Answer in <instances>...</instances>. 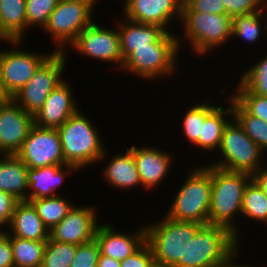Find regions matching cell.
<instances>
[{"label": "cell", "instance_id": "35", "mask_svg": "<svg viewBox=\"0 0 267 267\" xmlns=\"http://www.w3.org/2000/svg\"><path fill=\"white\" fill-rule=\"evenodd\" d=\"M240 82L255 95L267 96V55L241 75Z\"/></svg>", "mask_w": 267, "mask_h": 267}, {"label": "cell", "instance_id": "31", "mask_svg": "<svg viewBox=\"0 0 267 267\" xmlns=\"http://www.w3.org/2000/svg\"><path fill=\"white\" fill-rule=\"evenodd\" d=\"M76 247L75 244L58 242L49 237L41 267H70Z\"/></svg>", "mask_w": 267, "mask_h": 267}, {"label": "cell", "instance_id": "8", "mask_svg": "<svg viewBox=\"0 0 267 267\" xmlns=\"http://www.w3.org/2000/svg\"><path fill=\"white\" fill-rule=\"evenodd\" d=\"M65 54L64 52L53 51L38 67L27 84L12 97L33 117L42 108L51 91L64 81L61 74L65 69Z\"/></svg>", "mask_w": 267, "mask_h": 267}, {"label": "cell", "instance_id": "5", "mask_svg": "<svg viewBox=\"0 0 267 267\" xmlns=\"http://www.w3.org/2000/svg\"><path fill=\"white\" fill-rule=\"evenodd\" d=\"M205 166V167H204ZM196 168L177 192L167 217L178 221L208 224L211 205L210 166Z\"/></svg>", "mask_w": 267, "mask_h": 267}, {"label": "cell", "instance_id": "1", "mask_svg": "<svg viewBox=\"0 0 267 267\" xmlns=\"http://www.w3.org/2000/svg\"><path fill=\"white\" fill-rule=\"evenodd\" d=\"M252 175L244 172L226 171L210 165L211 205L208 224L228 228L238 240L233 216L241 213L243 193Z\"/></svg>", "mask_w": 267, "mask_h": 267}, {"label": "cell", "instance_id": "20", "mask_svg": "<svg viewBox=\"0 0 267 267\" xmlns=\"http://www.w3.org/2000/svg\"><path fill=\"white\" fill-rule=\"evenodd\" d=\"M10 236L34 241H48L49 230L44 225L33 204L28 200L18 201L9 224Z\"/></svg>", "mask_w": 267, "mask_h": 267}, {"label": "cell", "instance_id": "22", "mask_svg": "<svg viewBox=\"0 0 267 267\" xmlns=\"http://www.w3.org/2000/svg\"><path fill=\"white\" fill-rule=\"evenodd\" d=\"M26 30V0H0V40L20 45Z\"/></svg>", "mask_w": 267, "mask_h": 267}, {"label": "cell", "instance_id": "24", "mask_svg": "<svg viewBox=\"0 0 267 267\" xmlns=\"http://www.w3.org/2000/svg\"><path fill=\"white\" fill-rule=\"evenodd\" d=\"M2 156L4 158H0V191L11 194L18 201L27 200L28 167L16 154Z\"/></svg>", "mask_w": 267, "mask_h": 267}, {"label": "cell", "instance_id": "23", "mask_svg": "<svg viewBox=\"0 0 267 267\" xmlns=\"http://www.w3.org/2000/svg\"><path fill=\"white\" fill-rule=\"evenodd\" d=\"M125 24H119L120 46L123 60H125L136 47L149 46L155 43L166 30L158 25L137 23L124 20Z\"/></svg>", "mask_w": 267, "mask_h": 267}, {"label": "cell", "instance_id": "43", "mask_svg": "<svg viewBox=\"0 0 267 267\" xmlns=\"http://www.w3.org/2000/svg\"><path fill=\"white\" fill-rule=\"evenodd\" d=\"M252 179L256 184L262 189V191L267 195V167L260 168L257 172L252 175Z\"/></svg>", "mask_w": 267, "mask_h": 267}, {"label": "cell", "instance_id": "27", "mask_svg": "<svg viewBox=\"0 0 267 267\" xmlns=\"http://www.w3.org/2000/svg\"><path fill=\"white\" fill-rule=\"evenodd\" d=\"M15 267H41L47 241L10 236Z\"/></svg>", "mask_w": 267, "mask_h": 267}, {"label": "cell", "instance_id": "42", "mask_svg": "<svg viewBox=\"0 0 267 267\" xmlns=\"http://www.w3.org/2000/svg\"><path fill=\"white\" fill-rule=\"evenodd\" d=\"M0 267H15L10 235L4 230L0 231Z\"/></svg>", "mask_w": 267, "mask_h": 267}, {"label": "cell", "instance_id": "7", "mask_svg": "<svg viewBox=\"0 0 267 267\" xmlns=\"http://www.w3.org/2000/svg\"><path fill=\"white\" fill-rule=\"evenodd\" d=\"M219 150L224 158L223 161L213 163L214 167L250 175L261 168L259 160H261L263 152L235 119H232V122L229 121L225 126Z\"/></svg>", "mask_w": 267, "mask_h": 267}, {"label": "cell", "instance_id": "9", "mask_svg": "<svg viewBox=\"0 0 267 267\" xmlns=\"http://www.w3.org/2000/svg\"><path fill=\"white\" fill-rule=\"evenodd\" d=\"M180 19L185 27V38L200 55L232 38L233 18L228 14L181 12Z\"/></svg>", "mask_w": 267, "mask_h": 267}, {"label": "cell", "instance_id": "2", "mask_svg": "<svg viewBox=\"0 0 267 267\" xmlns=\"http://www.w3.org/2000/svg\"><path fill=\"white\" fill-rule=\"evenodd\" d=\"M203 224L178 221L167 216L160 223L146 226V242L155 263L167 267H185L187 243Z\"/></svg>", "mask_w": 267, "mask_h": 267}, {"label": "cell", "instance_id": "10", "mask_svg": "<svg viewBox=\"0 0 267 267\" xmlns=\"http://www.w3.org/2000/svg\"><path fill=\"white\" fill-rule=\"evenodd\" d=\"M16 155L28 168L66 164L57 129L43 128L35 124L30 128Z\"/></svg>", "mask_w": 267, "mask_h": 267}, {"label": "cell", "instance_id": "33", "mask_svg": "<svg viewBox=\"0 0 267 267\" xmlns=\"http://www.w3.org/2000/svg\"><path fill=\"white\" fill-rule=\"evenodd\" d=\"M263 15L261 11L248 15H237L233 17L232 37H240L247 42L259 40L260 33L263 32L261 20Z\"/></svg>", "mask_w": 267, "mask_h": 267}, {"label": "cell", "instance_id": "18", "mask_svg": "<svg viewBox=\"0 0 267 267\" xmlns=\"http://www.w3.org/2000/svg\"><path fill=\"white\" fill-rule=\"evenodd\" d=\"M78 109L71 88L65 81L54 88L42 108L33 117L34 124L43 128H59Z\"/></svg>", "mask_w": 267, "mask_h": 267}, {"label": "cell", "instance_id": "12", "mask_svg": "<svg viewBox=\"0 0 267 267\" xmlns=\"http://www.w3.org/2000/svg\"><path fill=\"white\" fill-rule=\"evenodd\" d=\"M85 56L104 62H115L122 68L123 57L118 30L100 27L90 20L81 30L75 41L69 45Z\"/></svg>", "mask_w": 267, "mask_h": 267}, {"label": "cell", "instance_id": "25", "mask_svg": "<svg viewBox=\"0 0 267 267\" xmlns=\"http://www.w3.org/2000/svg\"><path fill=\"white\" fill-rule=\"evenodd\" d=\"M126 154H118L108 163L104 169V178L115 188L127 189L140 186L138 170L134 161V155L130 148Z\"/></svg>", "mask_w": 267, "mask_h": 267}, {"label": "cell", "instance_id": "17", "mask_svg": "<svg viewBox=\"0 0 267 267\" xmlns=\"http://www.w3.org/2000/svg\"><path fill=\"white\" fill-rule=\"evenodd\" d=\"M110 224H99L95 233V240L98 243L100 254L111 257L117 261H123L136 252L146 242L145 226L137 232L120 233Z\"/></svg>", "mask_w": 267, "mask_h": 267}, {"label": "cell", "instance_id": "46", "mask_svg": "<svg viewBox=\"0 0 267 267\" xmlns=\"http://www.w3.org/2000/svg\"><path fill=\"white\" fill-rule=\"evenodd\" d=\"M10 99V97L5 93V90L3 89L1 74H0V100H6Z\"/></svg>", "mask_w": 267, "mask_h": 267}, {"label": "cell", "instance_id": "40", "mask_svg": "<svg viewBox=\"0 0 267 267\" xmlns=\"http://www.w3.org/2000/svg\"><path fill=\"white\" fill-rule=\"evenodd\" d=\"M154 263L153 253L147 242L132 255L120 261L121 267H152Z\"/></svg>", "mask_w": 267, "mask_h": 267}, {"label": "cell", "instance_id": "49", "mask_svg": "<svg viewBox=\"0 0 267 267\" xmlns=\"http://www.w3.org/2000/svg\"><path fill=\"white\" fill-rule=\"evenodd\" d=\"M152 267H167V266H165V265H159V264H157V263H154V264L152 265Z\"/></svg>", "mask_w": 267, "mask_h": 267}, {"label": "cell", "instance_id": "26", "mask_svg": "<svg viewBox=\"0 0 267 267\" xmlns=\"http://www.w3.org/2000/svg\"><path fill=\"white\" fill-rule=\"evenodd\" d=\"M230 104L227 111H224L222 106L216 107L206 118L202 125L201 135H199L198 142L195 144L197 147L204 148L206 150L219 149L222 134L225 126L229 120H226L227 115L233 117L232 110V97L230 98ZM226 116V118H225Z\"/></svg>", "mask_w": 267, "mask_h": 267}, {"label": "cell", "instance_id": "21", "mask_svg": "<svg viewBox=\"0 0 267 267\" xmlns=\"http://www.w3.org/2000/svg\"><path fill=\"white\" fill-rule=\"evenodd\" d=\"M76 170L78 171L75 166L68 164L28 168V189L33 191L27 194V200L56 196L54 191L65 180V174H70Z\"/></svg>", "mask_w": 267, "mask_h": 267}, {"label": "cell", "instance_id": "19", "mask_svg": "<svg viewBox=\"0 0 267 267\" xmlns=\"http://www.w3.org/2000/svg\"><path fill=\"white\" fill-rule=\"evenodd\" d=\"M134 161L138 170L139 179L142 187L145 189L155 188L164 180L169 167L171 166L172 158L169 153H166L152 147H130Z\"/></svg>", "mask_w": 267, "mask_h": 267}, {"label": "cell", "instance_id": "38", "mask_svg": "<svg viewBox=\"0 0 267 267\" xmlns=\"http://www.w3.org/2000/svg\"><path fill=\"white\" fill-rule=\"evenodd\" d=\"M264 1L265 0H222V3L225 7V14L233 18L237 15H248L261 11Z\"/></svg>", "mask_w": 267, "mask_h": 267}, {"label": "cell", "instance_id": "36", "mask_svg": "<svg viewBox=\"0 0 267 267\" xmlns=\"http://www.w3.org/2000/svg\"><path fill=\"white\" fill-rule=\"evenodd\" d=\"M59 0H26V27H44Z\"/></svg>", "mask_w": 267, "mask_h": 267}, {"label": "cell", "instance_id": "3", "mask_svg": "<svg viewBox=\"0 0 267 267\" xmlns=\"http://www.w3.org/2000/svg\"><path fill=\"white\" fill-rule=\"evenodd\" d=\"M237 241L228 228L204 224L187 243L185 267H229L238 255Z\"/></svg>", "mask_w": 267, "mask_h": 267}, {"label": "cell", "instance_id": "11", "mask_svg": "<svg viewBox=\"0 0 267 267\" xmlns=\"http://www.w3.org/2000/svg\"><path fill=\"white\" fill-rule=\"evenodd\" d=\"M92 9L82 3L59 0L47 23L42 28L50 33L63 52L64 45H71L80 30L92 19ZM63 46V47H62Z\"/></svg>", "mask_w": 267, "mask_h": 267}, {"label": "cell", "instance_id": "39", "mask_svg": "<svg viewBox=\"0 0 267 267\" xmlns=\"http://www.w3.org/2000/svg\"><path fill=\"white\" fill-rule=\"evenodd\" d=\"M181 12L225 14L222 0H183Z\"/></svg>", "mask_w": 267, "mask_h": 267}, {"label": "cell", "instance_id": "32", "mask_svg": "<svg viewBox=\"0 0 267 267\" xmlns=\"http://www.w3.org/2000/svg\"><path fill=\"white\" fill-rule=\"evenodd\" d=\"M216 105L210 103L197 104L192 106L190 110L185 113L183 118V132L190 140L189 142L196 144L201 135L202 125L205 118L216 108Z\"/></svg>", "mask_w": 267, "mask_h": 267}, {"label": "cell", "instance_id": "15", "mask_svg": "<svg viewBox=\"0 0 267 267\" xmlns=\"http://www.w3.org/2000/svg\"><path fill=\"white\" fill-rule=\"evenodd\" d=\"M94 209L73 205L67 215L49 231V237L58 242L75 245L92 241L99 225Z\"/></svg>", "mask_w": 267, "mask_h": 267}, {"label": "cell", "instance_id": "30", "mask_svg": "<svg viewBox=\"0 0 267 267\" xmlns=\"http://www.w3.org/2000/svg\"><path fill=\"white\" fill-rule=\"evenodd\" d=\"M241 214L267 223V195L253 179L244 189Z\"/></svg>", "mask_w": 267, "mask_h": 267}, {"label": "cell", "instance_id": "4", "mask_svg": "<svg viewBox=\"0 0 267 267\" xmlns=\"http://www.w3.org/2000/svg\"><path fill=\"white\" fill-rule=\"evenodd\" d=\"M57 131L66 164L78 170L101 161L106 155L95 126L78 110Z\"/></svg>", "mask_w": 267, "mask_h": 267}, {"label": "cell", "instance_id": "29", "mask_svg": "<svg viewBox=\"0 0 267 267\" xmlns=\"http://www.w3.org/2000/svg\"><path fill=\"white\" fill-rule=\"evenodd\" d=\"M232 110L233 118L259 149L265 153L267 150V122L249 115L233 98Z\"/></svg>", "mask_w": 267, "mask_h": 267}, {"label": "cell", "instance_id": "37", "mask_svg": "<svg viewBox=\"0 0 267 267\" xmlns=\"http://www.w3.org/2000/svg\"><path fill=\"white\" fill-rule=\"evenodd\" d=\"M100 249L95 239L77 245L76 253L70 267H98Z\"/></svg>", "mask_w": 267, "mask_h": 267}, {"label": "cell", "instance_id": "47", "mask_svg": "<svg viewBox=\"0 0 267 267\" xmlns=\"http://www.w3.org/2000/svg\"><path fill=\"white\" fill-rule=\"evenodd\" d=\"M265 4V5H264ZM267 0H265L264 2H263V4H262V8L263 9H261V13H263L262 15L264 16V17H266L267 18V13L265 12V11H267ZM265 6V7H264ZM265 13V14H264ZM267 20V19H266ZM266 24V26H265V29H266V31H267V21L265 22Z\"/></svg>", "mask_w": 267, "mask_h": 267}, {"label": "cell", "instance_id": "41", "mask_svg": "<svg viewBox=\"0 0 267 267\" xmlns=\"http://www.w3.org/2000/svg\"><path fill=\"white\" fill-rule=\"evenodd\" d=\"M17 202L11 194L0 191V228L3 225L9 226Z\"/></svg>", "mask_w": 267, "mask_h": 267}, {"label": "cell", "instance_id": "6", "mask_svg": "<svg viewBox=\"0 0 267 267\" xmlns=\"http://www.w3.org/2000/svg\"><path fill=\"white\" fill-rule=\"evenodd\" d=\"M175 36L166 31L155 43L136 47L135 51L124 60L122 69L144 79L172 74L176 68L175 58L181 41L178 36Z\"/></svg>", "mask_w": 267, "mask_h": 267}, {"label": "cell", "instance_id": "13", "mask_svg": "<svg viewBox=\"0 0 267 267\" xmlns=\"http://www.w3.org/2000/svg\"><path fill=\"white\" fill-rule=\"evenodd\" d=\"M50 55L16 49L1 51L0 74L5 93L12 98Z\"/></svg>", "mask_w": 267, "mask_h": 267}, {"label": "cell", "instance_id": "44", "mask_svg": "<svg viewBox=\"0 0 267 267\" xmlns=\"http://www.w3.org/2000/svg\"><path fill=\"white\" fill-rule=\"evenodd\" d=\"M98 267H121L120 261L103 254L99 255Z\"/></svg>", "mask_w": 267, "mask_h": 267}, {"label": "cell", "instance_id": "48", "mask_svg": "<svg viewBox=\"0 0 267 267\" xmlns=\"http://www.w3.org/2000/svg\"><path fill=\"white\" fill-rule=\"evenodd\" d=\"M229 267H249V265L246 266V265H240V264L239 265L238 264L237 265L236 264H232ZM250 267H254V266H250Z\"/></svg>", "mask_w": 267, "mask_h": 267}, {"label": "cell", "instance_id": "16", "mask_svg": "<svg viewBox=\"0 0 267 267\" xmlns=\"http://www.w3.org/2000/svg\"><path fill=\"white\" fill-rule=\"evenodd\" d=\"M182 3L183 0H125L123 14L128 20L158 25L168 31L173 17L181 18Z\"/></svg>", "mask_w": 267, "mask_h": 267}, {"label": "cell", "instance_id": "34", "mask_svg": "<svg viewBox=\"0 0 267 267\" xmlns=\"http://www.w3.org/2000/svg\"><path fill=\"white\" fill-rule=\"evenodd\" d=\"M232 97L249 115L267 122V96L251 93L240 81Z\"/></svg>", "mask_w": 267, "mask_h": 267}, {"label": "cell", "instance_id": "28", "mask_svg": "<svg viewBox=\"0 0 267 267\" xmlns=\"http://www.w3.org/2000/svg\"><path fill=\"white\" fill-rule=\"evenodd\" d=\"M38 216L50 231L56 226L73 208V206L60 195L54 197L30 199Z\"/></svg>", "mask_w": 267, "mask_h": 267}, {"label": "cell", "instance_id": "45", "mask_svg": "<svg viewBox=\"0 0 267 267\" xmlns=\"http://www.w3.org/2000/svg\"><path fill=\"white\" fill-rule=\"evenodd\" d=\"M64 1H69V2H78L82 4L88 5L92 10L94 9L95 3H97V0H64Z\"/></svg>", "mask_w": 267, "mask_h": 267}, {"label": "cell", "instance_id": "14", "mask_svg": "<svg viewBox=\"0 0 267 267\" xmlns=\"http://www.w3.org/2000/svg\"><path fill=\"white\" fill-rule=\"evenodd\" d=\"M34 124L33 116L27 113L12 98L0 100V153L16 154Z\"/></svg>", "mask_w": 267, "mask_h": 267}]
</instances>
